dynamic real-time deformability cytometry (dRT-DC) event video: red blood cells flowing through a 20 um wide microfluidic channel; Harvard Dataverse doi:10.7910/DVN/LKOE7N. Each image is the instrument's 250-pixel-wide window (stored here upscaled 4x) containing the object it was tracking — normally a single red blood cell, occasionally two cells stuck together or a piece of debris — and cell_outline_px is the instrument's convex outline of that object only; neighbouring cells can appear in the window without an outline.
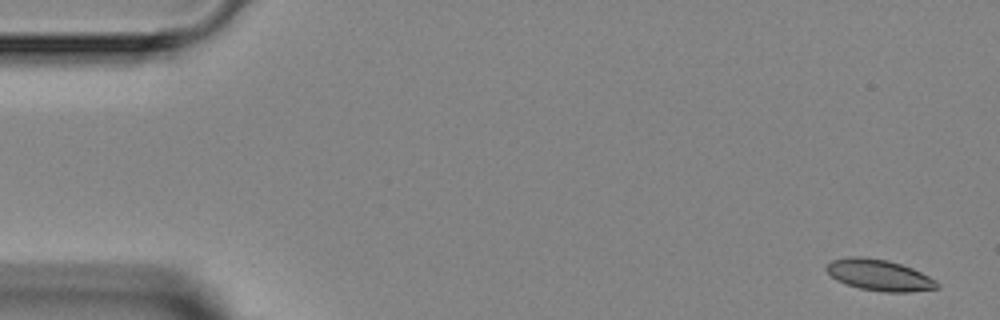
{"species": "Egyptian fruit bat (a non-hibernating species)", "species_latin": "Rousettus aegyptiacus", "temperature_condition": "room temperature", "stored_images_in_passage": 6, "camera_frame_rate_fps": 3000, "um_per_image_px": 0.085, "animal": {"sex": "female"}, "frame": {"image": 1, "passage_image": 1, "time_ms": 0.0, "image_size_px": [1000, 320], "cell_outline_px": [[940, 288], [912, 292], [884, 292], [860, 288], [836, 280], [824, 268], [832, 260], [848, 256], [864, 256], [888, 260], [912, 268], [936, 280], [940, 284]], "centroid_in_image_um": [74.75, 23.38], "position_along_channel_um": 10.2, "area_um2": 20.17}}
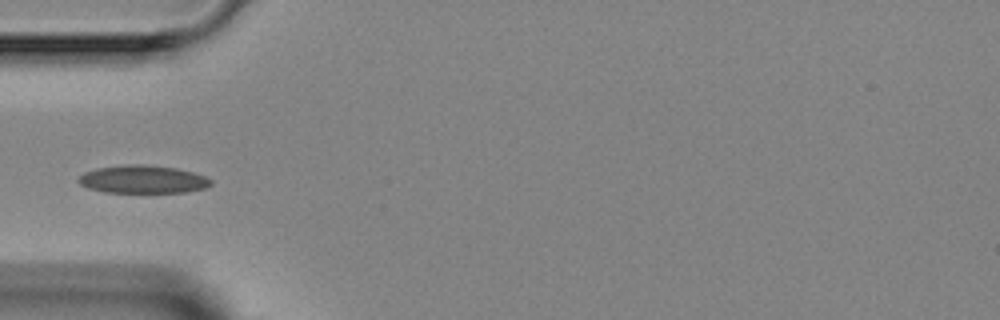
{"frame": {"image": 2, "passage_image": 5, "time_ms": 4.667, "image_size_px": [1000, 320], "cell_outline_px": [[212, 184], [204, 188], [184, 192], [104, 192], [88, 188], [80, 184], [76, 180], [84, 172], [96, 168], [124, 164], [144, 164], [176, 168], [192, 172], [204, 176], [212, 180]], "centroid_in_image_um": [12.1, 15.23], "position_along_channel_um": 72.9, "area_um2": 21.56}}
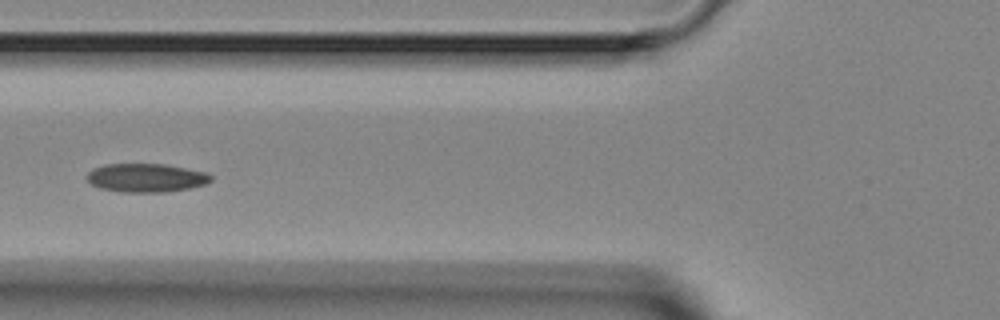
{"frame": {"image": 3, "passage_image": 6, "time_ms": 5.667, "image_size_px": [1000, 320], "cell_outline_px": [[212, 180], [204, 184], [188, 188], [164, 192], [120, 192], [100, 188], [92, 184], [88, 180], [88, 172], [92, 168], [104, 164], [164, 164], [204, 172], [212, 176]], "centroid_in_image_um": [12.38, 15.11], "position_along_channel_um": 113.4, "area_um2": 20.46}}